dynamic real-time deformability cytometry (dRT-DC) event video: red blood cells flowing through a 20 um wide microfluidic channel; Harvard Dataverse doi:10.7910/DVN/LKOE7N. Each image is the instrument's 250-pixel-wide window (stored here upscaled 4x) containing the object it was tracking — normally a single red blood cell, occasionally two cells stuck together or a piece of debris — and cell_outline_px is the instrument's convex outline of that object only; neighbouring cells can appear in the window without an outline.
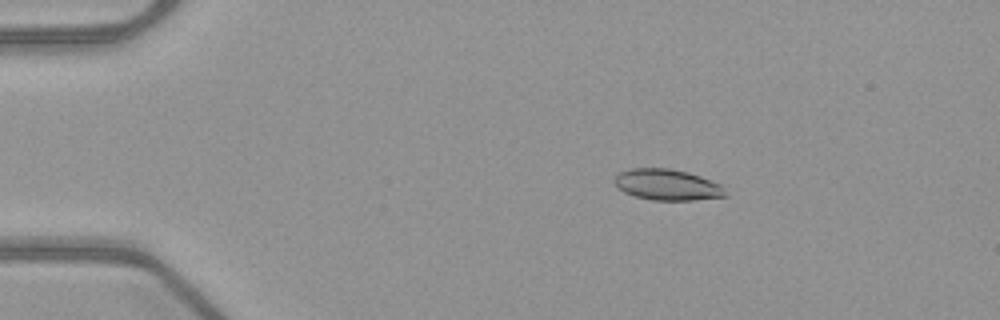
{"species": "common noctule bat (a hibernating species)", "species_latin": "Nyctalus noctula", "temperature_condition": "warm", "stored_images_in_passage": 50, "camera_frame_rate_fps": 3000, "um_per_image_px": 0.085, "animal": {"sex": "female", "body_mass_g": 21.9}, "frame": {"image": 1, "passage_image": 8, "time_ms": 2.333, "image_size_px": [1000, 320], "cell_outline_px": [[728, 196], [692, 200], [652, 200], [636, 196], [624, 192], [612, 180], [620, 172], [632, 168], [668, 168], [688, 172], [700, 176], [720, 184]], "centroid_in_image_um": [56.71, 15.7], "position_along_channel_um": 28.3, "area_um2": 19.88}}
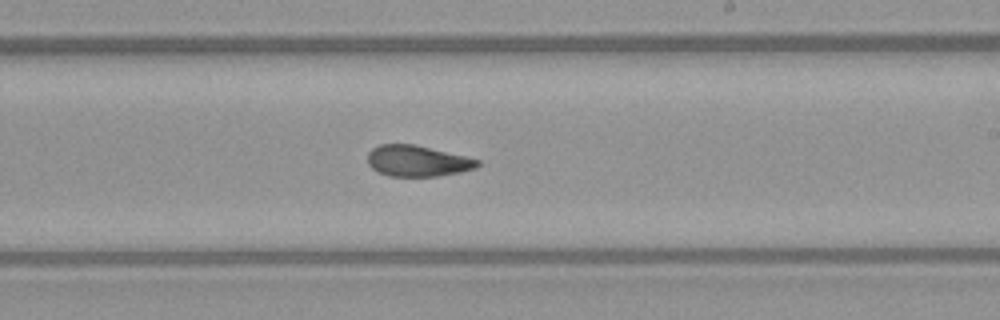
{"frame": {"image": 2, "passage_image": 30, "time_ms": 9.667, "image_size_px": [1000, 320], "cell_outline_px": [[480, 164], [476, 168], [460, 172], [436, 176], [388, 176], [372, 168], [368, 164], [368, 152], [372, 148], [380, 144], [416, 144], [480, 160]], "centroid_in_image_um": [35.47, 13.67], "position_along_channel_um": 253.5, "area_um2": 19.83}}
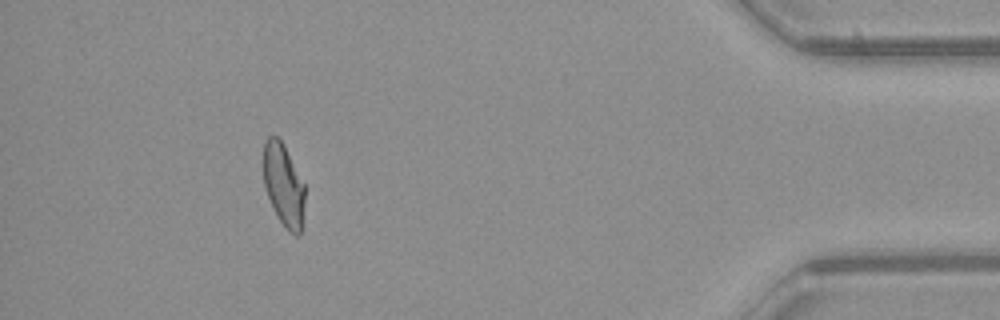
{"frame": {"image": 3, "passage_image": 46, "time_ms": 15.0, "image_size_px": [1000, 320], "cell_outline_px": [[304, 204], [300, 232], [296, 236], [288, 232], [280, 220], [268, 196], [264, 184], [264, 140], [268, 136], [276, 136], [280, 140], [304, 184]], "centroid_in_image_um": [24.09, 15.73], "position_along_channel_um": 411.1, "area_um2": 19.25}, "authors_computed_cell_mechanics": {"area_um2": 20.4612, "velocity_mm_per_s": 4.0242, "shape_relaxation_time_tau1_ms": 11.3325, "shape_relaxation_time_tau2_ms": 2.0905, "deformation_change_tau1": 0.2507, "deformation_change_tau2": 0.0852}}